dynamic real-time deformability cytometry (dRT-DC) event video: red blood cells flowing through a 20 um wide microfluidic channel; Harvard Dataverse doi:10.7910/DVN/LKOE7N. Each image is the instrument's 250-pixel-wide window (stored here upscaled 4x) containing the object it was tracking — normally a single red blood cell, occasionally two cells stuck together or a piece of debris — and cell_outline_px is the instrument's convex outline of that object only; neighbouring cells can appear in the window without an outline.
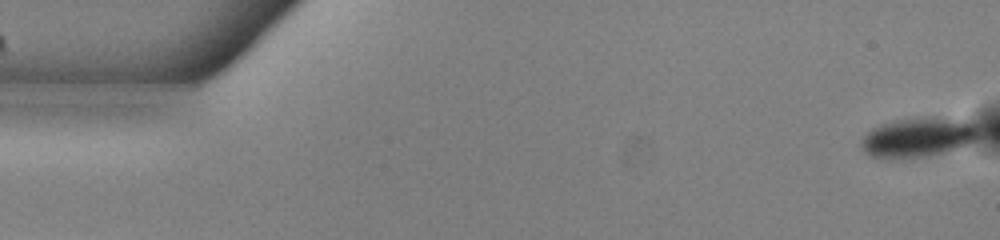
{"species": "common noctule bat (a hibernating species)", "species_latin": "Nyctalus noctula", "temperature_condition": "warm", "stored_images_in_passage": 38, "camera_frame_rate_fps": 3000, "um_per_image_px": 0.085, "animal": {"sex": "male", "body_mass_g": 13.0, "forearm_length_mm": 53.1}, "frame": {"image": 1, "passage_image": 1, "time_ms": 0.0, "image_size_px": [1000, 240], "cell_outline_px": [[980, 136], [976, 140], [968, 144], [944, 152], [928, 156], [872, 156], [864, 152], [860, 144], [864, 136], [872, 128], [880, 124], [912, 116], [936, 116], [960, 120], [976, 124], [980, 128]], "centroid_in_image_um": [78.1, 11.61], "position_along_channel_um": 6.9, "area_um2": 26.93}}
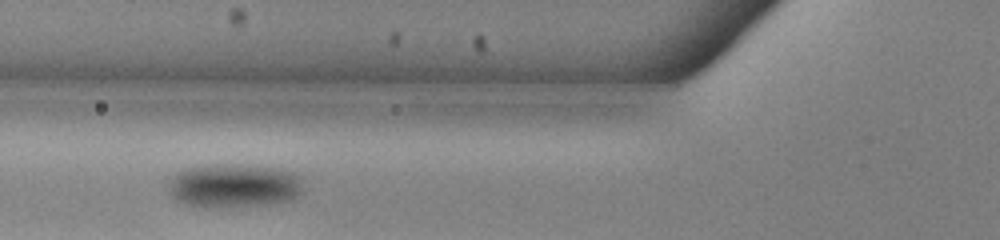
{"frame": {"image": 2, "passage_image": 20, "time_ms": 6.333, "image_size_px": [1000, 240], "cell_outline_px": [[304, 192], [300, 196], [292, 200], [260, 204], [184, 204], [176, 200], [168, 192], [168, 184], [172, 176], [176, 172], [184, 168], [236, 164], [280, 168], [296, 172], [304, 188]], "centroid_in_image_um": [19.94, 15.73], "position_along_channel_um": 105.9, "area_um2": 33.52}}
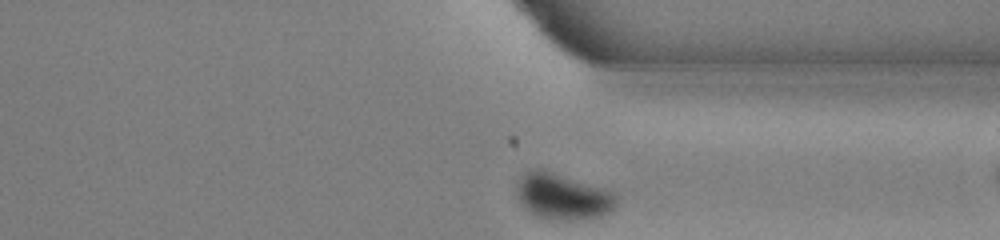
{"frame": {"image": 3, "passage_image": 37, "time_ms": 12.0, "image_size_px": [1000, 240], "cell_outline_px": [[616, 208], [612, 212], [600, 216], [568, 220], [536, 216], [520, 200], [516, 192], [516, 184], [520, 176], [524, 172], [536, 168], [544, 168], [616, 192]], "centroid_in_image_um": [47.86, 16.65], "position_along_channel_um": 363.5, "area_um2": 26.82}}